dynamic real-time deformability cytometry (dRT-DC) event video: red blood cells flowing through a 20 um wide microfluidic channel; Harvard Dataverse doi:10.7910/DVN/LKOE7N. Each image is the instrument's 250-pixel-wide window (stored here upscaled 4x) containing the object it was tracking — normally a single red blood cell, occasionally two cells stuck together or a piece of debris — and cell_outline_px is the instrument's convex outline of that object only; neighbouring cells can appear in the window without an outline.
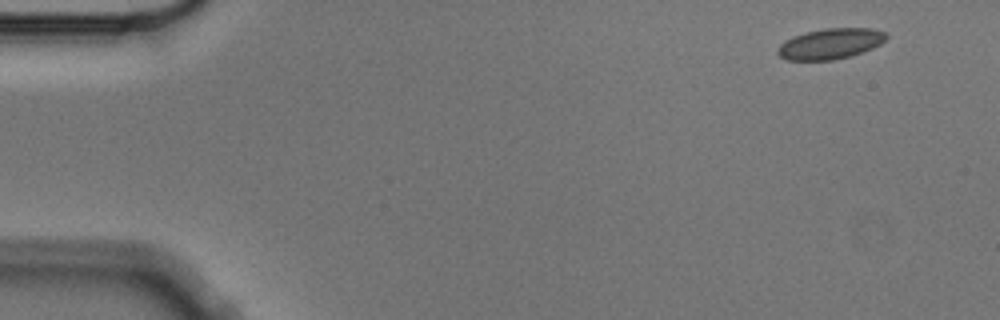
{"species": "Egyptian fruit bat (a non-hibernating species)", "species_latin": "Rousettus aegyptiacus", "temperature_condition": "cold", "stored_images_in_passage": 4, "camera_frame_rate_fps": 3000, "um_per_image_px": 0.085, "animal": {"sex": "male"}, "frame": {"image": 1, "passage_image": 1, "time_ms": 0.0, "image_size_px": [1000, 320], "cell_outline_px": [[888, 36], [880, 44], [872, 48], [852, 56], [832, 60], [788, 60], [780, 56], [776, 52], [776, 48], [784, 40], [792, 36], [804, 32], [824, 28], [872, 28], [884, 32]], "centroid_in_image_um": [70.54, 3.71], "position_along_channel_um": 14.5, "area_um2": 19.54}}
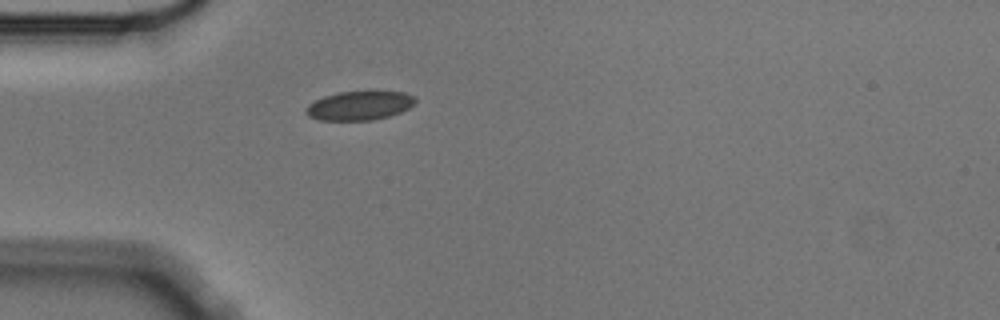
{"frame": {"image": 2, "passage_image": 4, "time_ms": 1.0, "image_size_px": [1000, 320], "cell_outline_px": [[416, 100], [408, 108], [400, 112], [388, 116], [372, 120], [316, 120], [308, 116], [304, 112], [304, 108], [308, 104], [324, 96], [340, 92], [404, 92], [412, 96]], "centroid_in_image_um": [30.48, 8.99], "position_along_channel_um": 54.5, "area_um2": 18.26}}